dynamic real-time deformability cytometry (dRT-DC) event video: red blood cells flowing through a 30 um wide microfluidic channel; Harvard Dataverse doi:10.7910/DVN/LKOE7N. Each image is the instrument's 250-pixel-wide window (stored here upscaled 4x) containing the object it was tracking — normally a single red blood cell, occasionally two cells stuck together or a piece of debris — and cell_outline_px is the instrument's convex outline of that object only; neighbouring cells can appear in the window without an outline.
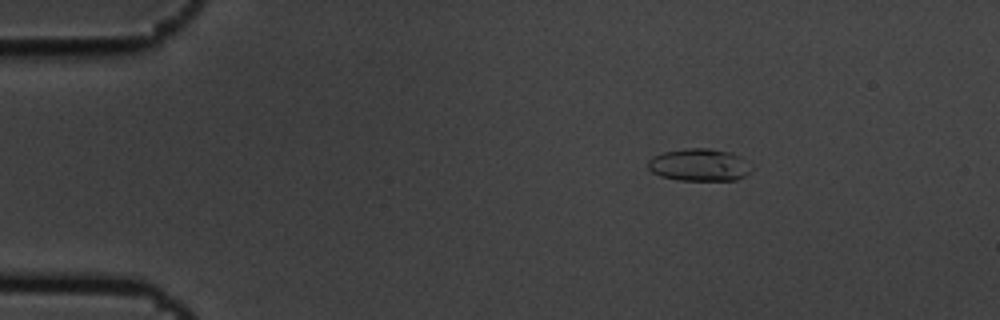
{"species": "common noctule bat (a hibernating species)", "species_latin": "Nyctalus noctula", "temperature_condition": "cold", "stored_images_in_passage": 4, "camera_frame_rate_fps": 3000, "um_per_image_px": 0.085, "animal": {"sex": "male", "body_mass_g": 19.5, "forearm_length_mm": 54.6}, "frame": {"image": 1, "passage_image": 1, "time_ms": 0.0, "image_size_px": [1000, 320], "cell_outline_px": [[752, 172], [736, 180], [676, 180], [660, 176], [652, 172], [648, 168], [648, 160], [652, 156], [664, 152], [684, 148], [708, 148], [728, 152], [740, 156], [752, 168]], "centroid_in_image_um": [59.42, 14.02], "position_along_channel_um": 25.6, "area_um2": 19.59}}
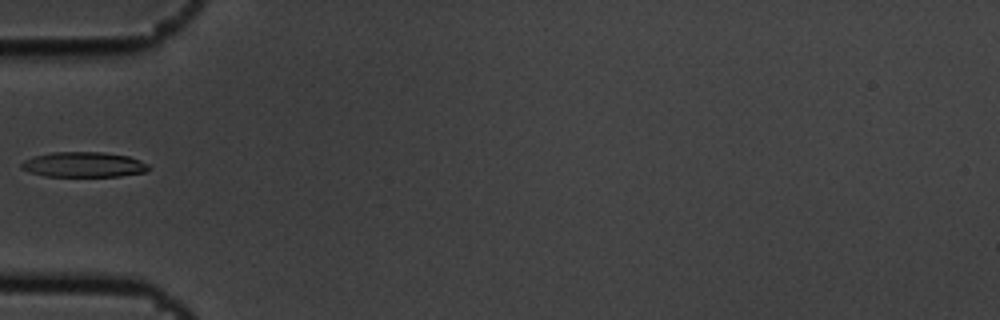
{"frame": {"image": 2, "passage_image": 4, "time_ms": 1.0, "image_size_px": [1000, 320], "cell_outline_px": [[152, 168], [144, 172], [120, 176], [44, 176], [28, 172], [20, 168], [20, 164], [24, 160], [36, 156], [52, 152], [100, 152], [128, 156], [140, 160], [148, 164]], "centroid_in_image_um": [7.11, 13.99], "position_along_channel_um": 77.9, "area_um2": 18.67}}